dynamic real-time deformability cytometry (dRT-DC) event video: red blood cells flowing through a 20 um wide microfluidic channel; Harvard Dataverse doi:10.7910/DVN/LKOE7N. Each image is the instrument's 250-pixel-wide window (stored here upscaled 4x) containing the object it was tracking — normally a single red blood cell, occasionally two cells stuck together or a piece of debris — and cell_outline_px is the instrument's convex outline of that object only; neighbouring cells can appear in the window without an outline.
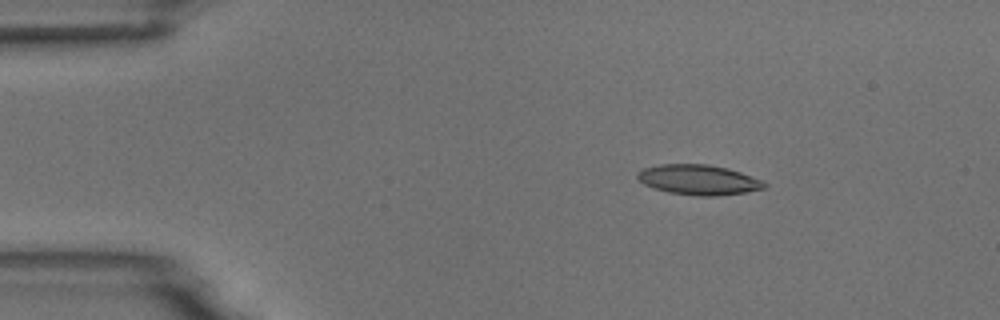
{"species": "common noctule bat (a hibernating species)", "species_latin": "Nyctalus noctula", "temperature_condition": "room temperature", "stored_images_in_passage": 5, "camera_frame_rate_fps": 3000, "um_per_image_px": 0.085, "animal": {"sex": "male", "body_mass_g": 18.8}, "frame": {"image": 1, "passage_image": 3, "time_ms": 2.333, "image_size_px": [1000, 320], "cell_outline_px": [[768, 188], [744, 192], [716, 196], [696, 196], [668, 192], [652, 188], [644, 184], [636, 176], [636, 172], [644, 168], [660, 164], [708, 164], [728, 168], [764, 180], [768, 184]], "centroid_in_image_um": [59.4, 15.28], "position_along_channel_um": 25.6, "area_um2": 22.48}}